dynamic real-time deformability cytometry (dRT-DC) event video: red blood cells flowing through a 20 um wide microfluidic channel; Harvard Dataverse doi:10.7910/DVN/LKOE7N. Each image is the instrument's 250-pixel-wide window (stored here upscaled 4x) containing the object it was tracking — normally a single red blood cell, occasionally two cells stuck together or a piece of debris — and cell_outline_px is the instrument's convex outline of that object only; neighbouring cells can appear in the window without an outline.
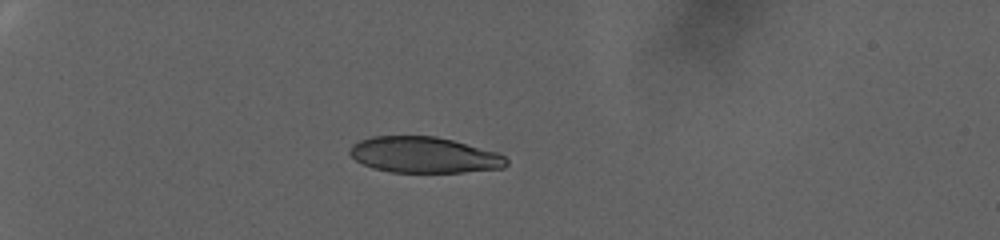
{"species": "human", "species_latin": "Homo sapiens", "temperature_condition": "warm", "stored_images_in_passage": 54, "camera_frame_rate_fps": 3000, "um_per_image_px": 0.085, "donor": {"sex": "female"}, "frame": {"image": 1, "passage_image": 1, "time_ms": 0.0, "image_size_px": [1000, 240], "cell_outline_px": [[508, 164], [504, 168], [460, 172], [392, 172], [372, 168], [356, 160], [348, 152], [352, 144], [360, 140], [372, 136], [436, 136], [452, 140], [496, 152], [504, 156], [508, 160]], "centroid_in_image_um": [36.03, 13.17], "position_along_channel_um": 49.0, "area_um2": 32.71}}
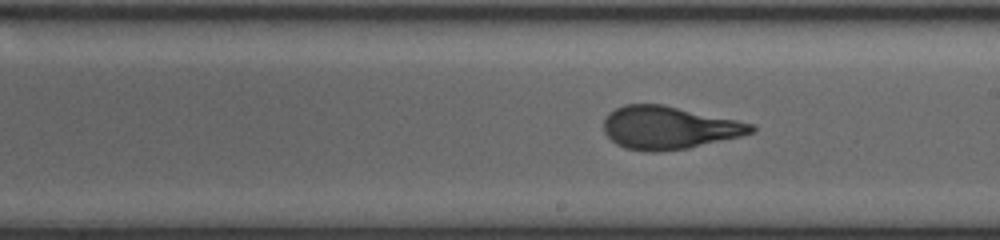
{"frame": {"image": 2, "passage_image": 28, "time_ms": 9.0, "image_size_px": [1000, 240], "cell_outline_px": [[756, 132], [740, 136], [688, 148], [660, 152], [648, 152], [624, 148], [616, 144], [604, 132], [604, 116], [608, 112], [624, 104], [664, 104], [736, 120], [752, 124], [756, 128]], "centroid_in_image_um": [56.82, 10.85], "position_along_channel_um": 232.2, "area_um2": 36.93}}
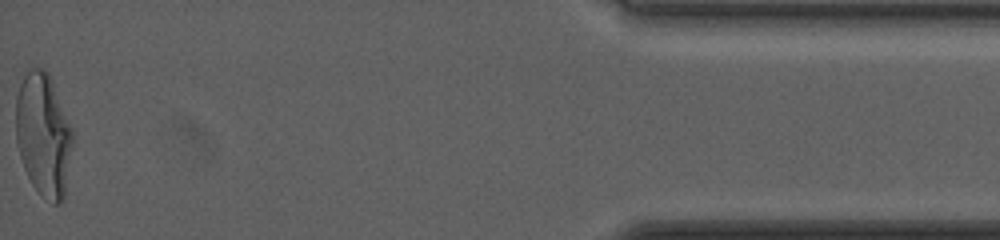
{"frame": {"image": 3, "passage_image": 54, "time_ms": 17.667, "image_size_px": [1000, 240], "cell_outline_px": [[72, 144], [64, 200], [60, 204], [52, 204], [32, 184], [24, 168], [20, 156], [16, 140], [16, 96], [20, 84], [24, 76], [36, 64], [44, 68], [48, 72], [52, 80], [72, 128]], "centroid_in_image_um": [3.69, 11.43], "position_along_channel_um": 431.5, "area_um2": 40.69}}